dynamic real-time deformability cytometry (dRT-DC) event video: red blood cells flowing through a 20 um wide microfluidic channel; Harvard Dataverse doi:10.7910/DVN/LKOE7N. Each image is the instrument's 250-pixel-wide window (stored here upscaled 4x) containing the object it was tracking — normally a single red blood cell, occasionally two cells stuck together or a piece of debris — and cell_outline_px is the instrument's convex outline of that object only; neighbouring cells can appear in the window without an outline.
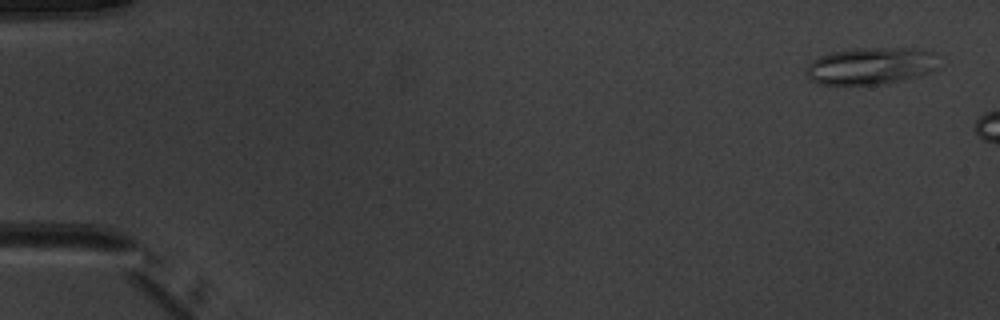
{"species": "common noctule bat (a hibernating species)", "species_latin": "Nyctalus noctula", "temperature_condition": "warm", "stored_images_in_passage": 2, "camera_frame_rate_fps": 3000, "um_per_image_px": 0.085, "animal": {"sex": "male", "body_mass_g": 20.1, "forearm_length_mm": 53.5}, "frame": {"image": 1, "passage_image": 1, "time_ms": 0.0, "image_size_px": [1000, 320], "cell_outline_px": [[936, 68], [928, 72], [904, 80], [884, 84], [820, 84], [808, 80], [804, 72], [808, 64], [812, 60], [820, 56], [832, 52], [860, 48], [916, 48], [936, 52]], "centroid_in_image_um": [73.98, 5.6], "position_along_channel_um": 11.0, "area_um2": 28.67}}